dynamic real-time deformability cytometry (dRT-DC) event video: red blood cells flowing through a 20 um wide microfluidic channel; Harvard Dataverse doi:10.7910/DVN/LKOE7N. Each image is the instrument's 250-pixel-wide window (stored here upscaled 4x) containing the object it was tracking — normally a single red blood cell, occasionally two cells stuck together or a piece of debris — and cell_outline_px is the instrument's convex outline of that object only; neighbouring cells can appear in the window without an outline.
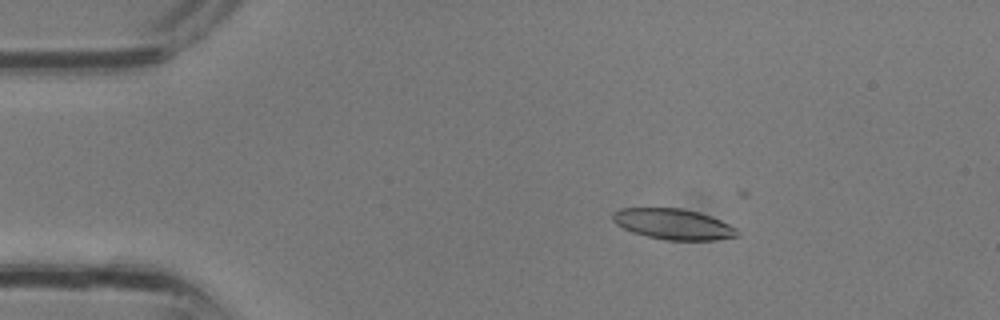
{"species": "common noctule bat (a hibernating species)", "species_latin": "Nyctalus noctula", "temperature_condition": "room temperature", "stored_images_in_passage": 3, "camera_frame_rate_fps": 3000, "um_per_image_px": 0.085, "animal": {"sex": "male", "body_mass_g": 13.3}, "frame": {"image": 1, "passage_image": 2, "time_ms": 0.333, "image_size_px": [1000, 320], "cell_outline_px": [[740, 236], [716, 240], [668, 240], [648, 236], [632, 232], [616, 224], [612, 220], [612, 212], [620, 208], [680, 208], [700, 212], [720, 220], [736, 228], [740, 232]], "centroid_in_image_um": [57.24, 19.05], "position_along_channel_um": 27.8, "area_um2": 22.31}}